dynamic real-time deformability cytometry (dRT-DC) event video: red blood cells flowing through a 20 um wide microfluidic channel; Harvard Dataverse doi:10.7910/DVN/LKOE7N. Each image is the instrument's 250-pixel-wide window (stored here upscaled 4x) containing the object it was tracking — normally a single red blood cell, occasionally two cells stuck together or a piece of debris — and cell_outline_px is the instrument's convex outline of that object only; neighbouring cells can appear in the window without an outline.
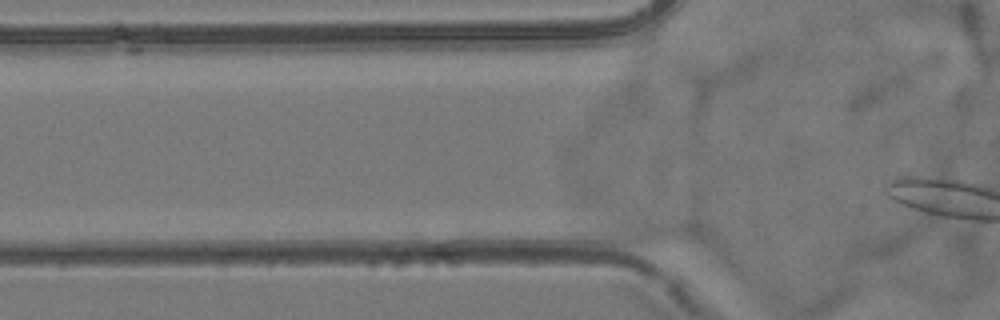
{"species": "common noctule bat (a hibernating species)", "species_latin": "Nyctalus noctula", "temperature_condition": "room temperature", "stored_images_in_passage": 3, "camera_frame_rate_fps": 3000, "um_per_image_px": 0.085, "animal": {"sex": "female", "body_mass_g": 24.6, "forearm_length_mm": 56.2}, "frame": {"image": 1, "passage_image": 3, "time_ms": 0.667, "image_size_px": [1000, 320], "cell_outline_px": [[704, 240], [652, 244], [644, 244], [624, 240], [600, 232], [588, 224], [588, 220], [616, 212], [624, 212], [696, 224], [700, 228], [704, 236]], "centroid_in_image_um": [54.92, 19.44], "position_along_channel_um": 70.9, "area_um2": 18.09}}